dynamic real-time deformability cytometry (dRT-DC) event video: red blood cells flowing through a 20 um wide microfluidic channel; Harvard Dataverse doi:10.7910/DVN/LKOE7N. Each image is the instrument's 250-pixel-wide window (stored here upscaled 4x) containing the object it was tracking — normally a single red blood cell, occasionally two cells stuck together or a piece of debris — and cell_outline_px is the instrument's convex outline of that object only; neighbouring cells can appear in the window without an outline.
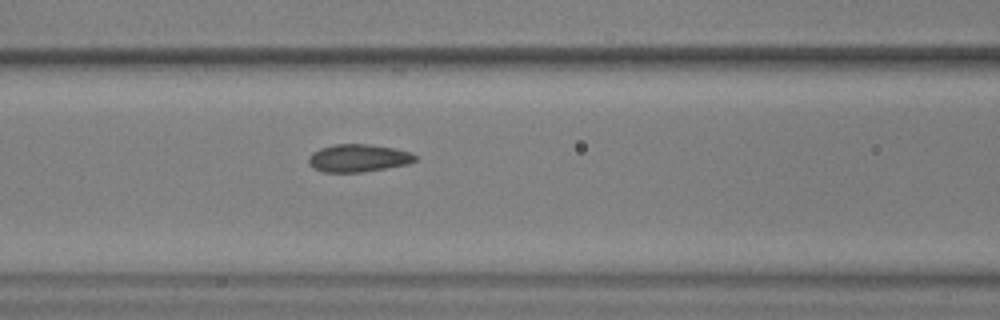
{"species": "common noctule bat (a hibernating species)", "species_latin": "Nyctalus noctula", "temperature_condition": "warm", "stored_images_in_passage": 38, "camera_frame_rate_fps": 3000, "um_per_image_px": 0.085, "animal": {"sex": "male", "body_mass_g": 17.9, "forearm_length_mm": 54.2}, "frame": {"image": 1, "passage_image": 10, "time_ms": 3.0, "image_size_px": [1000, 320], "cell_outline_px": [[416, 160], [408, 164], [360, 172], [324, 172], [312, 168], [308, 164], [308, 156], [312, 152], [320, 148], [336, 144], [368, 144], [392, 148], [412, 152], [416, 156]], "centroid_in_image_um": [30.41, 13.43], "position_along_channel_um": 136.2, "area_um2": 17.17}}
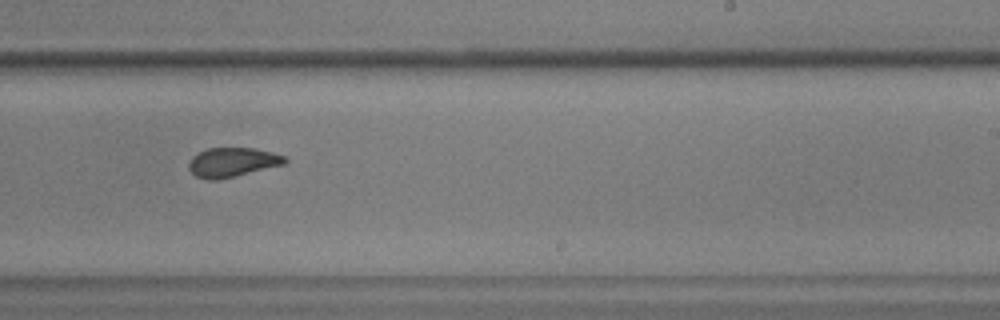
{"frame": {"image": 2, "passage_image": 21, "time_ms": 6.667, "image_size_px": [1000, 320], "cell_outline_px": [[288, 160], [284, 164], [216, 180], [208, 180], [196, 176], [188, 168], [188, 164], [192, 156], [208, 148], [256, 148], [272, 152], [284, 156]], "centroid_in_image_um": [19.73, 13.78], "position_along_channel_um": 269.3, "area_um2": 16.18}}
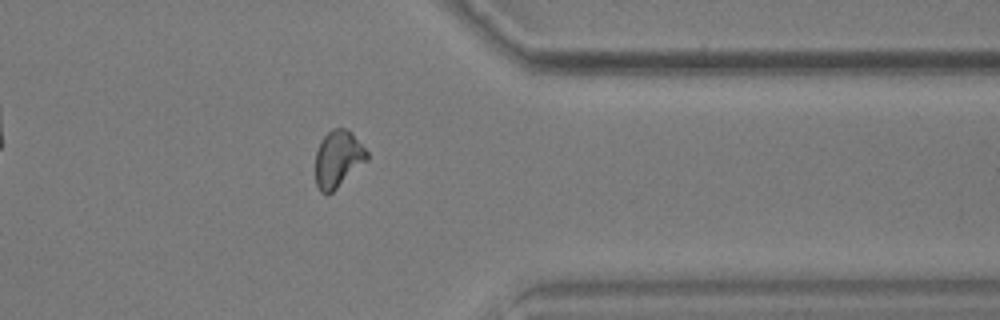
{"frame": {"image": 3, "passage_image": 31, "time_ms": 10.0, "image_size_px": [1000, 320], "cell_outline_px": [[368, 160], [328, 196], [320, 192], [316, 184], [316, 152], [320, 140], [332, 128], [344, 128], [352, 132], [368, 152]], "centroid_in_image_um": [28.73, 13.52], "position_along_channel_um": 382.7, "area_um2": 17.22}}